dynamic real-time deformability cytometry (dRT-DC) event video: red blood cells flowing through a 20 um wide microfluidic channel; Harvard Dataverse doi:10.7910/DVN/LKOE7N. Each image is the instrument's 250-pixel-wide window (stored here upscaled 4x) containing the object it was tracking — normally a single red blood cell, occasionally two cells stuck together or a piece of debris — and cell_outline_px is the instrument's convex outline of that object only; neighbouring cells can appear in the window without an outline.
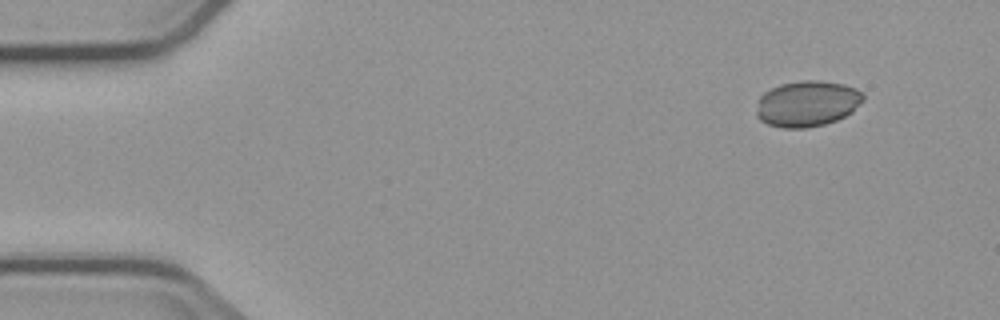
{"species": "common noctule bat (a hibernating species)", "species_latin": "Nyctalus noctula", "temperature_condition": "cold", "stored_images_in_passage": 4, "camera_frame_rate_fps": 3000, "um_per_image_px": 0.085, "animal": {"sex": "male", "body_mass_g": 23.1, "forearm_length_mm": 52.7}, "frame": {"image": 1, "passage_image": 1, "time_ms": 0.0, "image_size_px": [1000, 320], "cell_outline_px": [[864, 100], [852, 112], [836, 120], [824, 124], [804, 128], [784, 128], [768, 124], [760, 120], [756, 116], [756, 112], [760, 96], [764, 92], [780, 84], [804, 80], [816, 80], [844, 84], [856, 88], [864, 96]], "centroid_in_image_um": [68.61, 8.81], "position_along_channel_um": 16.4, "area_um2": 28.5}}
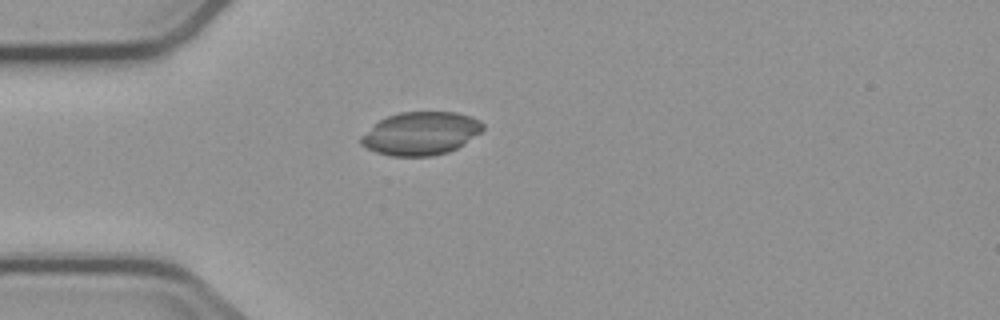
{"frame": {"image": 2, "passage_image": 4, "time_ms": 3.333, "image_size_px": [1000, 320], "cell_outline_px": [[484, 128], [480, 132], [464, 144], [448, 152], [432, 156], [388, 156], [376, 152], [360, 144], [360, 136], [380, 120], [388, 116], [400, 112], [456, 112], [472, 116], [480, 120], [484, 124]], "centroid_in_image_um": [35.78, 11.34], "position_along_channel_um": 49.2, "area_um2": 30.63}}